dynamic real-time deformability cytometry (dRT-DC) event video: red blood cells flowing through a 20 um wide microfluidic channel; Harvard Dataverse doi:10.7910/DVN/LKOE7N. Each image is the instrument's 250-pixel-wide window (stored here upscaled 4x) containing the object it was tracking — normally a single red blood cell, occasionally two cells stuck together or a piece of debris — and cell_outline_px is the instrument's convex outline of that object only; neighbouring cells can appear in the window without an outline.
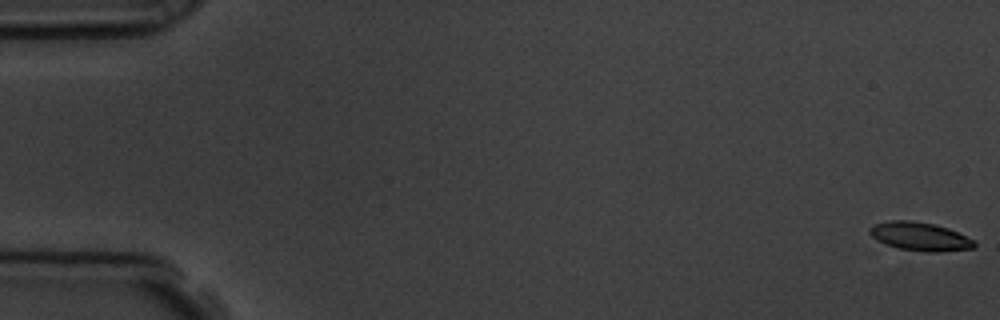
{"species": "common noctule bat (a hibernating species)", "species_latin": "Nyctalus noctula", "temperature_condition": "room temperature", "stored_images_in_passage": 55, "camera_frame_rate_fps": 3000, "um_per_image_px": 0.085, "animal": {"sex": "male", "body_mass_g": 19.5, "forearm_length_mm": 54.6}, "frame": {"image": 1, "passage_image": 1, "time_ms": 0.0, "image_size_px": [1000, 320], "cell_outline_px": [[976, 244], [972, 248], [936, 252], [928, 252], [900, 248], [888, 244], [872, 236], [868, 232], [868, 228], [876, 224], [892, 220], [908, 220], [932, 224], [948, 228], [976, 240]], "centroid_in_image_um": [78.23, 20.09], "position_along_channel_um": 6.8, "area_um2": 16.99}}
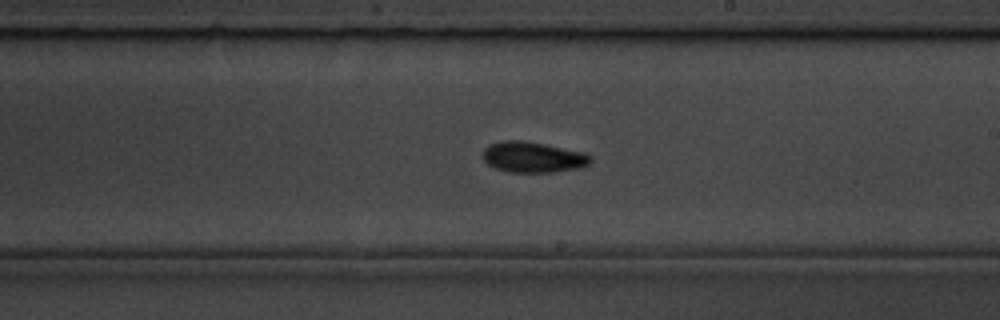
{"frame": {"image": 2, "passage_image": 32, "time_ms": 10.333, "image_size_px": [1000, 320], "cell_outline_px": [[592, 160], [588, 164], [580, 168], [552, 172], [508, 172], [496, 168], [488, 164], [480, 156], [484, 148], [488, 144], [504, 140], [524, 140], [584, 152], [592, 156]], "centroid_in_image_um": [45.27, 13.35], "position_along_channel_um": 243.7, "area_um2": 19.48}}
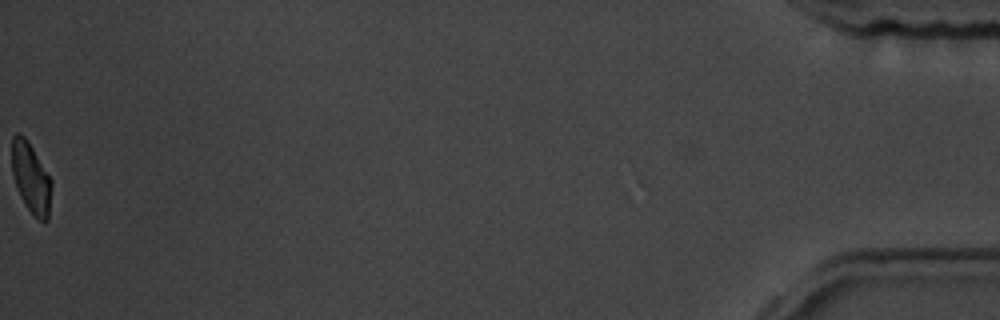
{"frame": {"image": 3, "passage_image": 55, "time_ms": 18.0, "image_size_px": [1000, 320], "cell_outline_px": [[52, 188], [48, 220], [44, 224], [28, 208], [20, 196], [12, 172], [12, 136], [16, 132], [20, 132], [28, 140], [52, 180]], "centroid_in_image_um": [2.65, 15.1], "position_along_channel_um": 432.6, "area_um2": 16.3}, "authors_computed_cell_mechanics": {"area_um2": 17.7446, "velocity_mm_per_s": 3.8041, "shape_relaxation_time_tau1_ms": 3.1278, "shape_relaxation_time_tau2_ms": null, "deformation_change_tau1": 0.1271, "deformation_change_tau2": null}}